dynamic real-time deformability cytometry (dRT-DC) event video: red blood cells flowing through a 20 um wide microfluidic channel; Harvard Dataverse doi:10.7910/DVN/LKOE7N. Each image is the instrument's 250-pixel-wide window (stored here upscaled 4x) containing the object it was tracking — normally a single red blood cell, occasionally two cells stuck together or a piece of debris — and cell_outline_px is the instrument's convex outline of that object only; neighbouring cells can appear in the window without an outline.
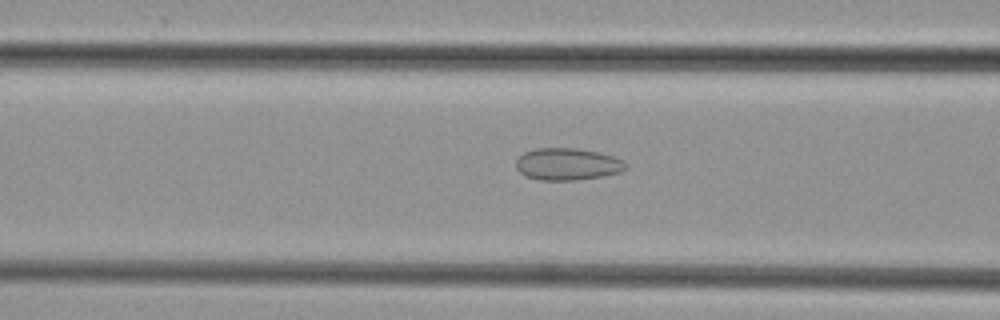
{"species": "common noctule bat (a hibernating species)", "species_latin": "Nyctalus noctula", "temperature_condition": "cold", "stored_images_in_passage": 45, "camera_frame_rate_fps": 3000, "um_per_image_px": 0.085, "animal": {"sex": "female", "body_mass_g": 29.2, "forearm_length_mm": 56.3}, "frame": {"image": 1, "passage_image": 16, "time_ms": 5.0, "image_size_px": [1000, 320], "cell_outline_px": [[628, 168], [620, 172], [604, 176], [576, 180], [540, 180], [524, 176], [516, 168], [516, 160], [524, 152], [536, 148], [576, 148], [596, 152], [612, 156], [624, 160], [628, 164]], "centroid_in_image_um": [48.24, 13.96], "position_along_channel_um": 118.4, "area_um2": 20.63}}
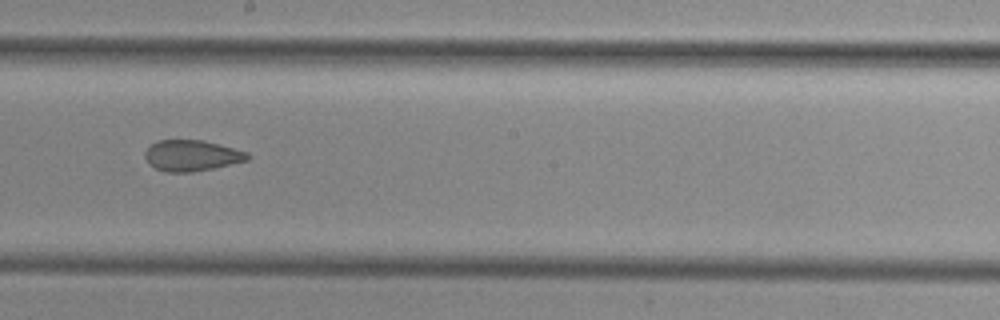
{"frame": {"image": 2, "passage_image": 24, "time_ms": 7.667, "image_size_px": [1000, 320], "cell_outline_px": [[252, 156], [248, 160], [212, 168], [192, 172], [164, 172], [148, 164], [144, 156], [144, 152], [156, 140], [204, 140], [248, 152]], "centroid_in_image_um": [16.28, 13.22], "position_along_channel_um": 231.9, "area_um2": 18.55}}
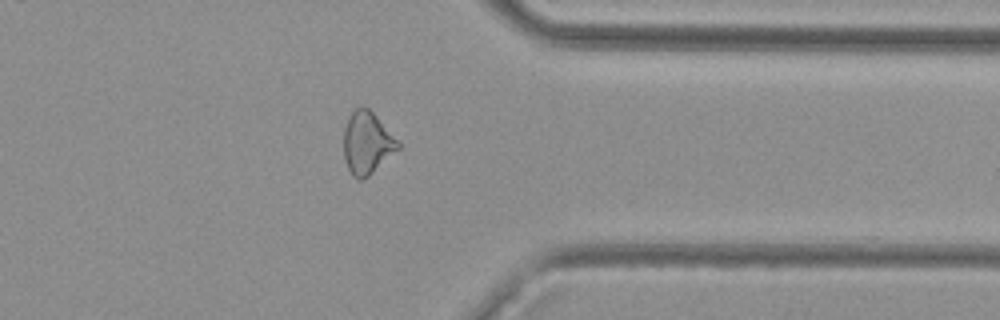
{"frame": {"image": 3, "passage_image": 35, "time_ms": 11.333, "image_size_px": [1000, 320], "cell_outline_px": [[400, 148], [368, 176], [360, 180], [352, 176], [344, 160], [344, 128], [348, 116], [360, 104], [368, 108], [372, 112], [400, 144]], "centroid_in_image_um": [31.16, 12.15], "position_along_channel_um": 380.2, "area_um2": 19.48}}